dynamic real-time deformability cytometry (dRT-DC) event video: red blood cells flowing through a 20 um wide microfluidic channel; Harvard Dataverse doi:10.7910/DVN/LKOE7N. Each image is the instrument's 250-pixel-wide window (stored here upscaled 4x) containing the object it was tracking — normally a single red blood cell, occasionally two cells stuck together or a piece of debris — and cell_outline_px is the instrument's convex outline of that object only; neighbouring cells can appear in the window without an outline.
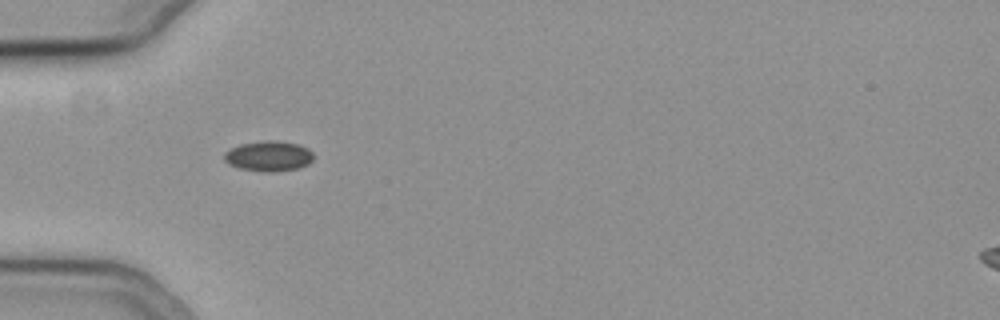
{"species": "common noctule bat (a hibernating species)", "species_latin": "Nyctalus noctula", "temperature_condition": "cold", "stored_images_in_passage": 38, "camera_frame_rate_fps": 3000, "um_per_image_px": 0.085, "animal": {"sex": "female", "body_mass_g": 19.3, "forearm_length_mm": 54.1}, "frame": {"image": 1, "passage_image": 1, "time_ms": 0.0, "image_size_px": [1000, 320], "cell_outline_px": [[312, 160], [308, 164], [300, 168], [272, 172], [264, 172], [240, 168], [228, 164], [224, 160], [224, 152], [240, 144], [264, 140], [276, 140], [296, 144], [308, 148], [312, 152]], "centroid_in_image_um": [22.82, 13.27], "position_along_channel_um": 62.2, "area_um2": 15.78}}
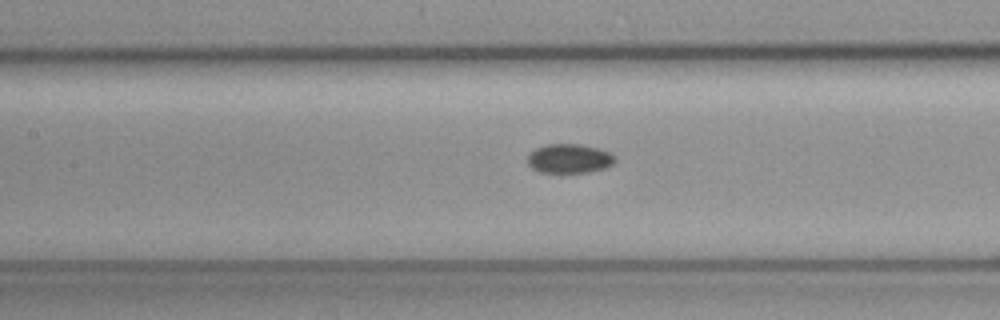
{"frame": {"image": 2, "passage_image": 9, "time_ms": 2.667, "image_size_px": [1000, 320], "cell_outline_px": [[616, 160], [612, 164], [604, 168], [588, 172], [540, 172], [532, 168], [528, 164], [528, 156], [536, 148], [548, 144], [576, 144], [596, 148], [608, 152], [616, 156]], "centroid_in_image_um": [48.39, 13.48], "position_along_channel_um": 159.0, "area_um2": 14.62}}
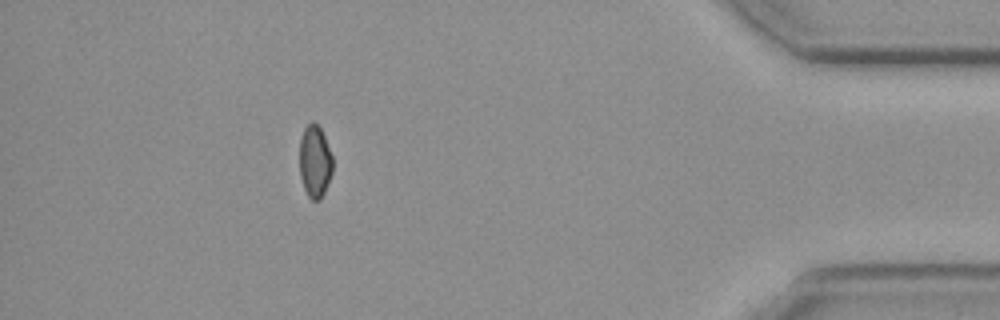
{"frame": {"image": 3, "passage_image": 33, "time_ms": 10.667, "image_size_px": [1000, 320], "cell_outline_px": [[332, 172], [324, 192], [320, 200], [312, 200], [308, 196], [304, 188], [300, 176], [300, 136], [304, 128], [312, 120], [320, 128], [324, 136], [332, 156]], "centroid_in_image_um": [26.75, 13.71], "position_along_channel_um": 408.5, "area_um2": 13.87}}